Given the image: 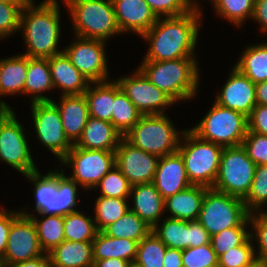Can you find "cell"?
I'll return each instance as SVG.
<instances>
[{"label":"cell","mask_w":267,"mask_h":267,"mask_svg":"<svg viewBox=\"0 0 267 267\" xmlns=\"http://www.w3.org/2000/svg\"><path fill=\"white\" fill-rule=\"evenodd\" d=\"M163 220V221H162ZM152 232L169 248L184 250L188 248L189 221L164 217Z\"/></svg>","instance_id":"836d02e7"},{"label":"cell","mask_w":267,"mask_h":267,"mask_svg":"<svg viewBox=\"0 0 267 267\" xmlns=\"http://www.w3.org/2000/svg\"><path fill=\"white\" fill-rule=\"evenodd\" d=\"M229 77L220 92L215 96V102L225 108L242 113L247 118L256 104L255 85L236 67H232Z\"/></svg>","instance_id":"ac0fdd59"},{"label":"cell","mask_w":267,"mask_h":267,"mask_svg":"<svg viewBox=\"0 0 267 267\" xmlns=\"http://www.w3.org/2000/svg\"><path fill=\"white\" fill-rule=\"evenodd\" d=\"M3 267H51L50 259L47 253L36 258L17 262L11 265H4Z\"/></svg>","instance_id":"11a10c76"},{"label":"cell","mask_w":267,"mask_h":267,"mask_svg":"<svg viewBox=\"0 0 267 267\" xmlns=\"http://www.w3.org/2000/svg\"><path fill=\"white\" fill-rule=\"evenodd\" d=\"M51 267H93L92 242L68 241L47 253Z\"/></svg>","instance_id":"4316f807"},{"label":"cell","mask_w":267,"mask_h":267,"mask_svg":"<svg viewBox=\"0 0 267 267\" xmlns=\"http://www.w3.org/2000/svg\"><path fill=\"white\" fill-rule=\"evenodd\" d=\"M151 231L152 228L131 210L103 230L110 237L127 238L138 243Z\"/></svg>","instance_id":"e575fe53"},{"label":"cell","mask_w":267,"mask_h":267,"mask_svg":"<svg viewBox=\"0 0 267 267\" xmlns=\"http://www.w3.org/2000/svg\"><path fill=\"white\" fill-rule=\"evenodd\" d=\"M98 188L101 191L99 196L130 199L131 184L116 165L102 177L93 190Z\"/></svg>","instance_id":"b9f144b4"},{"label":"cell","mask_w":267,"mask_h":267,"mask_svg":"<svg viewBox=\"0 0 267 267\" xmlns=\"http://www.w3.org/2000/svg\"><path fill=\"white\" fill-rule=\"evenodd\" d=\"M256 104L267 105V81L255 85Z\"/></svg>","instance_id":"6f0895ef"},{"label":"cell","mask_w":267,"mask_h":267,"mask_svg":"<svg viewBox=\"0 0 267 267\" xmlns=\"http://www.w3.org/2000/svg\"><path fill=\"white\" fill-rule=\"evenodd\" d=\"M167 246L151 231L137 246L135 264L139 267H163Z\"/></svg>","instance_id":"f35d334b"},{"label":"cell","mask_w":267,"mask_h":267,"mask_svg":"<svg viewBox=\"0 0 267 267\" xmlns=\"http://www.w3.org/2000/svg\"><path fill=\"white\" fill-rule=\"evenodd\" d=\"M54 90L48 58L28 57V68L24 85L25 96H30V103L52 102L53 98L47 97L45 92Z\"/></svg>","instance_id":"484cf974"},{"label":"cell","mask_w":267,"mask_h":267,"mask_svg":"<svg viewBox=\"0 0 267 267\" xmlns=\"http://www.w3.org/2000/svg\"><path fill=\"white\" fill-rule=\"evenodd\" d=\"M249 214L242 198L209 188L197 220L213 236L227 228L239 226Z\"/></svg>","instance_id":"30bf717a"},{"label":"cell","mask_w":267,"mask_h":267,"mask_svg":"<svg viewBox=\"0 0 267 267\" xmlns=\"http://www.w3.org/2000/svg\"><path fill=\"white\" fill-rule=\"evenodd\" d=\"M163 267H183L182 250L167 247L163 258Z\"/></svg>","instance_id":"db71d44e"},{"label":"cell","mask_w":267,"mask_h":267,"mask_svg":"<svg viewBox=\"0 0 267 267\" xmlns=\"http://www.w3.org/2000/svg\"><path fill=\"white\" fill-rule=\"evenodd\" d=\"M211 243V236L198 220L189 221L188 248Z\"/></svg>","instance_id":"816d5d0a"},{"label":"cell","mask_w":267,"mask_h":267,"mask_svg":"<svg viewBox=\"0 0 267 267\" xmlns=\"http://www.w3.org/2000/svg\"><path fill=\"white\" fill-rule=\"evenodd\" d=\"M130 267H139V266H137L135 263H132V264L130 265Z\"/></svg>","instance_id":"be15d7a7"},{"label":"cell","mask_w":267,"mask_h":267,"mask_svg":"<svg viewBox=\"0 0 267 267\" xmlns=\"http://www.w3.org/2000/svg\"><path fill=\"white\" fill-rule=\"evenodd\" d=\"M30 106L37 140L60 162L74 144L63 130L58 108L52 102H34Z\"/></svg>","instance_id":"4fadbf2b"},{"label":"cell","mask_w":267,"mask_h":267,"mask_svg":"<svg viewBox=\"0 0 267 267\" xmlns=\"http://www.w3.org/2000/svg\"><path fill=\"white\" fill-rule=\"evenodd\" d=\"M138 242L127 238H115L99 231L92 242L93 260L123 259L134 263Z\"/></svg>","instance_id":"f1b7e54d"},{"label":"cell","mask_w":267,"mask_h":267,"mask_svg":"<svg viewBox=\"0 0 267 267\" xmlns=\"http://www.w3.org/2000/svg\"><path fill=\"white\" fill-rule=\"evenodd\" d=\"M233 65L254 84L267 81V42H259L243 49Z\"/></svg>","instance_id":"f546056e"},{"label":"cell","mask_w":267,"mask_h":267,"mask_svg":"<svg viewBox=\"0 0 267 267\" xmlns=\"http://www.w3.org/2000/svg\"><path fill=\"white\" fill-rule=\"evenodd\" d=\"M43 254L33 220L20 214L11 224L7 246L0 263L3 266L11 265Z\"/></svg>","instance_id":"2e32d148"},{"label":"cell","mask_w":267,"mask_h":267,"mask_svg":"<svg viewBox=\"0 0 267 267\" xmlns=\"http://www.w3.org/2000/svg\"><path fill=\"white\" fill-rule=\"evenodd\" d=\"M27 132L14 110L0 122V161L22 176L39 170L28 145Z\"/></svg>","instance_id":"7c38bea8"},{"label":"cell","mask_w":267,"mask_h":267,"mask_svg":"<svg viewBox=\"0 0 267 267\" xmlns=\"http://www.w3.org/2000/svg\"><path fill=\"white\" fill-rule=\"evenodd\" d=\"M4 100L0 99V122L13 110Z\"/></svg>","instance_id":"680465c9"},{"label":"cell","mask_w":267,"mask_h":267,"mask_svg":"<svg viewBox=\"0 0 267 267\" xmlns=\"http://www.w3.org/2000/svg\"><path fill=\"white\" fill-rule=\"evenodd\" d=\"M37 215V216H36ZM29 216L36 227L38 240L44 253H49L64 240V219L62 215L38 214ZM39 217V218H38Z\"/></svg>","instance_id":"1f68e13d"},{"label":"cell","mask_w":267,"mask_h":267,"mask_svg":"<svg viewBox=\"0 0 267 267\" xmlns=\"http://www.w3.org/2000/svg\"><path fill=\"white\" fill-rule=\"evenodd\" d=\"M252 20L259 23V30L267 33V0H254V13Z\"/></svg>","instance_id":"f5cc1de1"},{"label":"cell","mask_w":267,"mask_h":267,"mask_svg":"<svg viewBox=\"0 0 267 267\" xmlns=\"http://www.w3.org/2000/svg\"><path fill=\"white\" fill-rule=\"evenodd\" d=\"M112 1L121 34L132 32L141 37L158 19L145 0Z\"/></svg>","instance_id":"d6986e66"},{"label":"cell","mask_w":267,"mask_h":267,"mask_svg":"<svg viewBox=\"0 0 267 267\" xmlns=\"http://www.w3.org/2000/svg\"><path fill=\"white\" fill-rule=\"evenodd\" d=\"M249 224L248 216L239 226L227 228L211 236V244L217 257L244 244L250 238Z\"/></svg>","instance_id":"ab89813d"},{"label":"cell","mask_w":267,"mask_h":267,"mask_svg":"<svg viewBox=\"0 0 267 267\" xmlns=\"http://www.w3.org/2000/svg\"><path fill=\"white\" fill-rule=\"evenodd\" d=\"M152 183L163 199L192 185L187 177L183 157L178 151L160 157Z\"/></svg>","instance_id":"ffe728a7"},{"label":"cell","mask_w":267,"mask_h":267,"mask_svg":"<svg viewBox=\"0 0 267 267\" xmlns=\"http://www.w3.org/2000/svg\"><path fill=\"white\" fill-rule=\"evenodd\" d=\"M62 1L65 3V6L68 7L70 4L78 0H62Z\"/></svg>","instance_id":"94428289"},{"label":"cell","mask_w":267,"mask_h":267,"mask_svg":"<svg viewBox=\"0 0 267 267\" xmlns=\"http://www.w3.org/2000/svg\"><path fill=\"white\" fill-rule=\"evenodd\" d=\"M255 168L256 164L242 145L224 147L218 175L212 188L244 199L251 189Z\"/></svg>","instance_id":"9c48e42d"},{"label":"cell","mask_w":267,"mask_h":267,"mask_svg":"<svg viewBox=\"0 0 267 267\" xmlns=\"http://www.w3.org/2000/svg\"><path fill=\"white\" fill-rule=\"evenodd\" d=\"M58 165L72 168L68 177L81 188L91 191L115 165V151L90 150L73 145Z\"/></svg>","instance_id":"8fae6325"},{"label":"cell","mask_w":267,"mask_h":267,"mask_svg":"<svg viewBox=\"0 0 267 267\" xmlns=\"http://www.w3.org/2000/svg\"><path fill=\"white\" fill-rule=\"evenodd\" d=\"M183 267H218V257L212 244L182 250Z\"/></svg>","instance_id":"f6af8a7d"},{"label":"cell","mask_w":267,"mask_h":267,"mask_svg":"<svg viewBox=\"0 0 267 267\" xmlns=\"http://www.w3.org/2000/svg\"><path fill=\"white\" fill-rule=\"evenodd\" d=\"M242 146L256 166L267 165V136L247 130Z\"/></svg>","instance_id":"c3c4849f"},{"label":"cell","mask_w":267,"mask_h":267,"mask_svg":"<svg viewBox=\"0 0 267 267\" xmlns=\"http://www.w3.org/2000/svg\"><path fill=\"white\" fill-rule=\"evenodd\" d=\"M248 119V131L267 136V105H256Z\"/></svg>","instance_id":"f907efd6"},{"label":"cell","mask_w":267,"mask_h":267,"mask_svg":"<svg viewBox=\"0 0 267 267\" xmlns=\"http://www.w3.org/2000/svg\"><path fill=\"white\" fill-rule=\"evenodd\" d=\"M151 11L160 17L180 16L191 11L195 5L190 0H145Z\"/></svg>","instance_id":"7dc6e473"},{"label":"cell","mask_w":267,"mask_h":267,"mask_svg":"<svg viewBox=\"0 0 267 267\" xmlns=\"http://www.w3.org/2000/svg\"><path fill=\"white\" fill-rule=\"evenodd\" d=\"M66 169L63 167L52 171L50 169L47 174L40 173L39 170L23 175L31 182L33 186V199L35 201V208L33 212L19 210V212L26 216L36 214L44 215H62L69 214L81 210L76 208L80 199V187L75 181L66 176ZM78 199V200H77Z\"/></svg>","instance_id":"3957f363"},{"label":"cell","mask_w":267,"mask_h":267,"mask_svg":"<svg viewBox=\"0 0 267 267\" xmlns=\"http://www.w3.org/2000/svg\"><path fill=\"white\" fill-rule=\"evenodd\" d=\"M132 263L123 259L109 258L105 260H94L93 267H130Z\"/></svg>","instance_id":"9f6ffc18"},{"label":"cell","mask_w":267,"mask_h":267,"mask_svg":"<svg viewBox=\"0 0 267 267\" xmlns=\"http://www.w3.org/2000/svg\"><path fill=\"white\" fill-rule=\"evenodd\" d=\"M133 204L130 210L153 228L164 217V199L153 183L131 186L130 196Z\"/></svg>","instance_id":"603a6c76"},{"label":"cell","mask_w":267,"mask_h":267,"mask_svg":"<svg viewBox=\"0 0 267 267\" xmlns=\"http://www.w3.org/2000/svg\"><path fill=\"white\" fill-rule=\"evenodd\" d=\"M208 189V187L202 185H191L164 199L165 213H169L168 217L173 219L197 220L205 192Z\"/></svg>","instance_id":"d4e9b609"},{"label":"cell","mask_w":267,"mask_h":267,"mask_svg":"<svg viewBox=\"0 0 267 267\" xmlns=\"http://www.w3.org/2000/svg\"><path fill=\"white\" fill-rule=\"evenodd\" d=\"M201 6L184 15L160 17L141 38L149 43L142 61H164L196 57L195 48L202 24Z\"/></svg>","instance_id":"6da1fadb"},{"label":"cell","mask_w":267,"mask_h":267,"mask_svg":"<svg viewBox=\"0 0 267 267\" xmlns=\"http://www.w3.org/2000/svg\"><path fill=\"white\" fill-rule=\"evenodd\" d=\"M115 80L142 115L165 114L168 106L170 108L176 105V102L152 84L138 67L130 75Z\"/></svg>","instance_id":"9a60e30c"},{"label":"cell","mask_w":267,"mask_h":267,"mask_svg":"<svg viewBox=\"0 0 267 267\" xmlns=\"http://www.w3.org/2000/svg\"><path fill=\"white\" fill-rule=\"evenodd\" d=\"M28 56L21 53L0 59V98L24 94Z\"/></svg>","instance_id":"83f0119b"},{"label":"cell","mask_w":267,"mask_h":267,"mask_svg":"<svg viewBox=\"0 0 267 267\" xmlns=\"http://www.w3.org/2000/svg\"><path fill=\"white\" fill-rule=\"evenodd\" d=\"M191 2H193V4L195 5V6H199V3L201 2V1H199V0H190ZM199 1V2H198ZM207 1V0H206Z\"/></svg>","instance_id":"6125c7cd"},{"label":"cell","mask_w":267,"mask_h":267,"mask_svg":"<svg viewBox=\"0 0 267 267\" xmlns=\"http://www.w3.org/2000/svg\"><path fill=\"white\" fill-rule=\"evenodd\" d=\"M213 5V11L235 27H242L254 13V0H207ZM233 23V24H232Z\"/></svg>","instance_id":"8d00e7d4"},{"label":"cell","mask_w":267,"mask_h":267,"mask_svg":"<svg viewBox=\"0 0 267 267\" xmlns=\"http://www.w3.org/2000/svg\"><path fill=\"white\" fill-rule=\"evenodd\" d=\"M266 266H267V263L265 261L256 258L250 264H248L244 267H266Z\"/></svg>","instance_id":"91938a15"},{"label":"cell","mask_w":267,"mask_h":267,"mask_svg":"<svg viewBox=\"0 0 267 267\" xmlns=\"http://www.w3.org/2000/svg\"><path fill=\"white\" fill-rule=\"evenodd\" d=\"M222 150V146L203 140L190 129H185L177 151L183 157L187 177L192 185L213 187Z\"/></svg>","instance_id":"52a82bcc"},{"label":"cell","mask_w":267,"mask_h":267,"mask_svg":"<svg viewBox=\"0 0 267 267\" xmlns=\"http://www.w3.org/2000/svg\"><path fill=\"white\" fill-rule=\"evenodd\" d=\"M20 214L18 209L11 211L4 207L0 208V262L5 253L11 224Z\"/></svg>","instance_id":"681fc988"},{"label":"cell","mask_w":267,"mask_h":267,"mask_svg":"<svg viewBox=\"0 0 267 267\" xmlns=\"http://www.w3.org/2000/svg\"><path fill=\"white\" fill-rule=\"evenodd\" d=\"M160 157L129 143L124 137L115 150V165L131 186L152 183Z\"/></svg>","instance_id":"e0dca14e"},{"label":"cell","mask_w":267,"mask_h":267,"mask_svg":"<svg viewBox=\"0 0 267 267\" xmlns=\"http://www.w3.org/2000/svg\"><path fill=\"white\" fill-rule=\"evenodd\" d=\"M250 222V237L254 244L255 256L267 263V213L264 212H253L249 214ZM253 230V231H252ZM257 251V252H256Z\"/></svg>","instance_id":"ee69618b"},{"label":"cell","mask_w":267,"mask_h":267,"mask_svg":"<svg viewBox=\"0 0 267 267\" xmlns=\"http://www.w3.org/2000/svg\"><path fill=\"white\" fill-rule=\"evenodd\" d=\"M141 117L140 111L121 90L119 84L114 79V102L111 124L124 137Z\"/></svg>","instance_id":"d6a6232c"},{"label":"cell","mask_w":267,"mask_h":267,"mask_svg":"<svg viewBox=\"0 0 267 267\" xmlns=\"http://www.w3.org/2000/svg\"><path fill=\"white\" fill-rule=\"evenodd\" d=\"M199 61L183 57L164 61H141L138 68L149 81L163 90L176 103L189 101L197 95L200 83Z\"/></svg>","instance_id":"277c9868"},{"label":"cell","mask_w":267,"mask_h":267,"mask_svg":"<svg viewBox=\"0 0 267 267\" xmlns=\"http://www.w3.org/2000/svg\"><path fill=\"white\" fill-rule=\"evenodd\" d=\"M254 245L250 237L244 244L231 248L218 257V267H244L256 259Z\"/></svg>","instance_id":"bcb514c9"},{"label":"cell","mask_w":267,"mask_h":267,"mask_svg":"<svg viewBox=\"0 0 267 267\" xmlns=\"http://www.w3.org/2000/svg\"><path fill=\"white\" fill-rule=\"evenodd\" d=\"M28 0L0 1V40L20 31V15Z\"/></svg>","instance_id":"7bdbcfd3"},{"label":"cell","mask_w":267,"mask_h":267,"mask_svg":"<svg viewBox=\"0 0 267 267\" xmlns=\"http://www.w3.org/2000/svg\"><path fill=\"white\" fill-rule=\"evenodd\" d=\"M58 108L63 130L68 139L75 144L83 133L89 118L88 103L84 94L60 96L59 102L52 100Z\"/></svg>","instance_id":"44dd1931"},{"label":"cell","mask_w":267,"mask_h":267,"mask_svg":"<svg viewBox=\"0 0 267 267\" xmlns=\"http://www.w3.org/2000/svg\"><path fill=\"white\" fill-rule=\"evenodd\" d=\"M54 89L61 90L60 96L84 94L90 84L77 70L64 52L48 58Z\"/></svg>","instance_id":"7402d4cb"},{"label":"cell","mask_w":267,"mask_h":267,"mask_svg":"<svg viewBox=\"0 0 267 267\" xmlns=\"http://www.w3.org/2000/svg\"><path fill=\"white\" fill-rule=\"evenodd\" d=\"M74 36L108 41L120 35L112 0H78L67 9Z\"/></svg>","instance_id":"5b68a950"},{"label":"cell","mask_w":267,"mask_h":267,"mask_svg":"<svg viewBox=\"0 0 267 267\" xmlns=\"http://www.w3.org/2000/svg\"><path fill=\"white\" fill-rule=\"evenodd\" d=\"M86 215L78 210L63 216L65 240L93 242L99 231L94 218Z\"/></svg>","instance_id":"d590c367"},{"label":"cell","mask_w":267,"mask_h":267,"mask_svg":"<svg viewBox=\"0 0 267 267\" xmlns=\"http://www.w3.org/2000/svg\"><path fill=\"white\" fill-rule=\"evenodd\" d=\"M249 213L264 212L267 208V165L256 166L251 189L243 199Z\"/></svg>","instance_id":"60d3db41"},{"label":"cell","mask_w":267,"mask_h":267,"mask_svg":"<svg viewBox=\"0 0 267 267\" xmlns=\"http://www.w3.org/2000/svg\"><path fill=\"white\" fill-rule=\"evenodd\" d=\"M84 96L88 103L89 116L111 123L114 79L106 82L90 83Z\"/></svg>","instance_id":"4dcf8cb0"},{"label":"cell","mask_w":267,"mask_h":267,"mask_svg":"<svg viewBox=\"0 0 267 267\" xmlns=\"http://www.w3.org/2000/svg\"><path fill=\"white\" fill-rule=\"evenodd\" d=\"M73 43L65 46L63 52L71 63L90 83L106 82L109 79L107 64L106 41L85 39L74 36Z\"/></svg>","instance_id":"5bb4252c"},{"label":"cell","mask_w":267,"mask_h":267,"mask_svg":"<svg viewBox=\"0 0 267 267\" xmlns=\"http://www.w3.org/2000/svg\"><path fill=\"white\" fill-rule=\"evenodd\" d=\"M122 138L110 122L89 116L81 137L74 145L83 149L115 151Z\"/></svg>","instance_id":"cb8c5ba5"},{"label":"cell","mask_w":267,"mask_h":267,"mask_svg":"<svg viewBox=\"0 0 267 267\" xmlns=\"http://www.w3.org/2000/svg\"><path fill=\"white\" fill-rule=\"evenodd\" d=\"M28 0L20 15V32L26 52L30 58H49L63 52L58 46L61 38L60 3L57 0H43L35 4Z\"/></svg>","instance_id":"7a4b0ae2"},{"label":"cell","mask_w":267,"mask_h":267,"mask_svg":"<svg viewBox=\"0 0 267 267\" xmlns=\"http://www.w3.org/2000/svg\"><path fill=\"white\" fill-rule=\"evenodd\" d=\"M200 122L189 128L199 138L224 147L240 146L248 130L242 113L225 108L215 101Z\"/></svg>","instance_id":"ba28073f"},{"label":"cell","mask_w":267,"mask_h":267,"mask_svg":"<svg viewBox=\"0 0 267 267\" xmlns=\"http://www.w3.org/2000/svg\"><path fill=\"white\" fill-rule=\"evenodd\" d=\"M168 114L142 115L124 138L133 146L158 157L177 152L185 131L177 130Z\"/></svg>","instance_id":"8992f818"},{"label":"cell","mask_w":267,"mask_h":267,"mask_svg":"<svg viewBox=\"0 0 267 267\" xmlns=\"http://www.w3.org/2000/svg\"><path fill=\"white\" fill-rule=\"evenodd\" d=\"M94 202L93 218L98 231H103L130 210L129 199L98 196Z\"/></svg>","instance_id":"74e56055"}]
</instances>
